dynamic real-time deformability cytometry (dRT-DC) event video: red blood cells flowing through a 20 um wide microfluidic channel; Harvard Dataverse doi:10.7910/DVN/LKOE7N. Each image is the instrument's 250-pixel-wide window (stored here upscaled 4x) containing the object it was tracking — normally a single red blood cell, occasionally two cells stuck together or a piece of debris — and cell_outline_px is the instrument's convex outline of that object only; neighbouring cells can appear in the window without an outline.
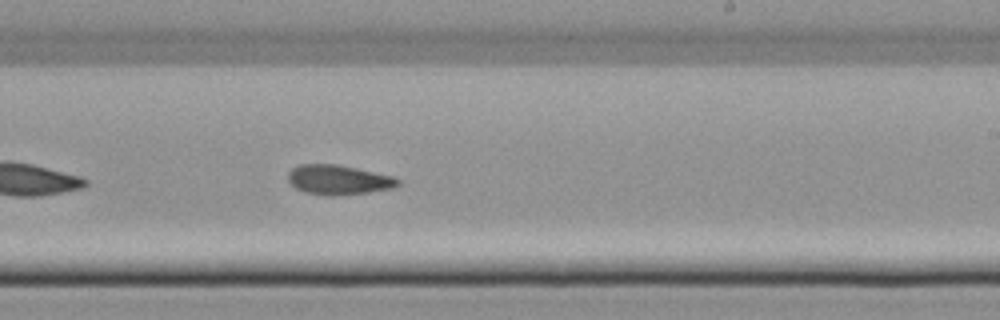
{"species": "common noctule bat (a hibernating species)", "species_latin": "Nyctalus noctula", "temperature_condition": "cold", "stored_images_in_passage": 36, "camera_frame_rate_fps": 3000, "um_per_image_px": 0.085, "animal": {"sex": "female", "body_mass_g": 22.7, "forearm_length_mm": 54.2}, "frame": {"image": 1, "passage_image": 16, "time_ms": 5.0, "image_size_px": [1000, 320], "cell_outline_px": [[400, 184], [392, 188], [368, 192], [332, 196], [328, 196], [304, 192], [296, 188], [288, 180], [288, 172], [292, 168], [300, 164], [336, 164], [392, 176], [400, 180]], "centroid_in_image_um": [28.74, 15.28], "position_along_channel_um": 260.3, "area_um2": 18.84}}
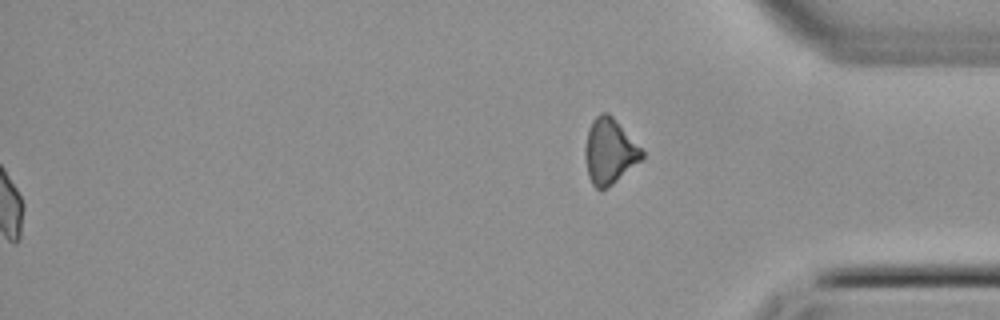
{"frame": {"image": 2, "passage_image": 36, "time_ms": 11.667, "image_size_px": [1000, 320], "cell_outline_px": [[644, 156], [640, 160], [612, 184], [600, 192], [592, 184], [588, 176], [584, 156], [584, 148], [588, 128], [592, 120], [600, 112], [608, 112], [612, 116], [644, 152]], "centroid_in_image_um": [51.75, 12.86], "position_along_channel_um": 383.4, "area_um2": 21.5}}